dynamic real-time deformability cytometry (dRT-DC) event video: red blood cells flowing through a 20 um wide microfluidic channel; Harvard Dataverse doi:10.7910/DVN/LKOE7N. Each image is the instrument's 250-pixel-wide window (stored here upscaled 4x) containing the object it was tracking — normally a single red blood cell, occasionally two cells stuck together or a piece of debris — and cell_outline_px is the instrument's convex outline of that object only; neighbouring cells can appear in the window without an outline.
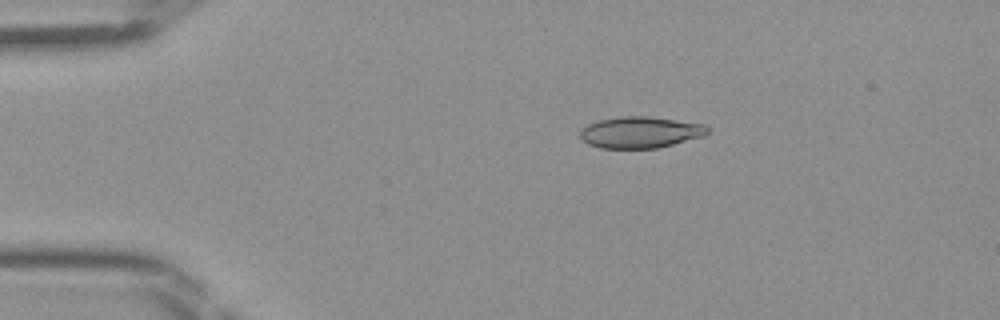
{"species": "Egyptian fruit bat (a non-hibernating species)", "species_latin": "Rousettus aegyptiacus", "temperature_condition": "room temperature", "stored_images_in_passage": 38, "camera_frame_rate_fps": 3000, "um_per_image_px": 0.085, "frame": {"image": 1, "passage_image": 1, "time_ms": 0.0, "image_size_px": [1000, 320], "cell_outline_px": [[708, 132], [704, 136], [656, 148], [600, 148], [588, 144], [580, 136], [580, 132], [588, 124], [600, 120], [620, 116], [648, 116], [704, 124], [708, 128]], "centroid_in_image_um": [54.43, 11.24], "position_along_channel_um": 30.6, "area_um2": 23.06}}
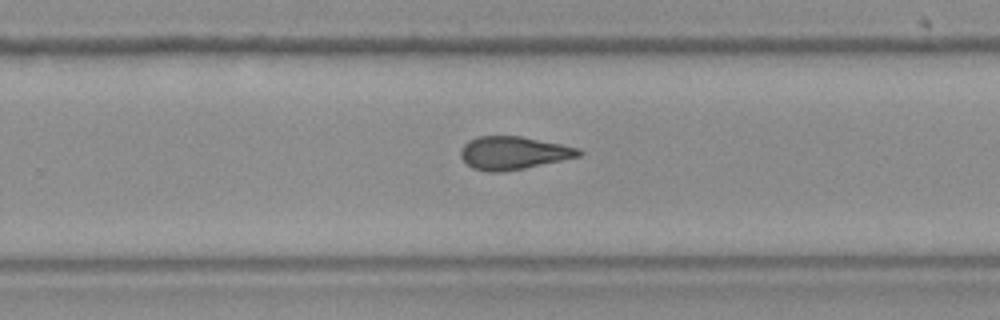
{"frame": {"image": 2, "passage_image": 22, "time_ms": 7.0, "image_size_px": [1000, 320], "cell_outline_px": [[584, 152], [580, 156], [524, 168], [500, 172], [488, 172], [472, 168], [460, 156], [460, 148], [468, 140], [476, 136], [520, 136], [580, 148]], "centroid_in_image_um": [43.61, 12.99], "position_along_channel_um": 286.2, "area_um2": 22.66}}
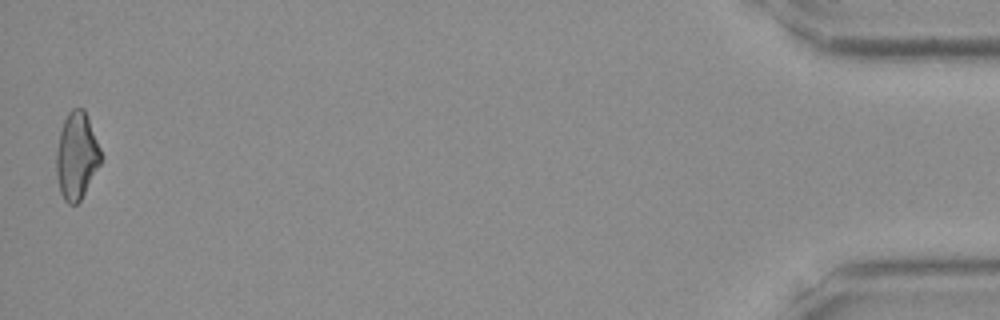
{"frame": {"image": 3, "passage_image": 38, "time_ms": 12.333, "image_size_px": [1000, 320], "cell_outline_px": [[104, 156], [100, 164], [80, 200], [76, 204], [68, 204], [64, 200], [60, 192], [56, 176], [56, 152], [60, 132], [64, 120], [68, 112], [72, 108], [84, 108]], "centroid_in_image_um": [6.52, 13.24], "position_along_channel_um": 428.7, "area_um2": 22.66}}